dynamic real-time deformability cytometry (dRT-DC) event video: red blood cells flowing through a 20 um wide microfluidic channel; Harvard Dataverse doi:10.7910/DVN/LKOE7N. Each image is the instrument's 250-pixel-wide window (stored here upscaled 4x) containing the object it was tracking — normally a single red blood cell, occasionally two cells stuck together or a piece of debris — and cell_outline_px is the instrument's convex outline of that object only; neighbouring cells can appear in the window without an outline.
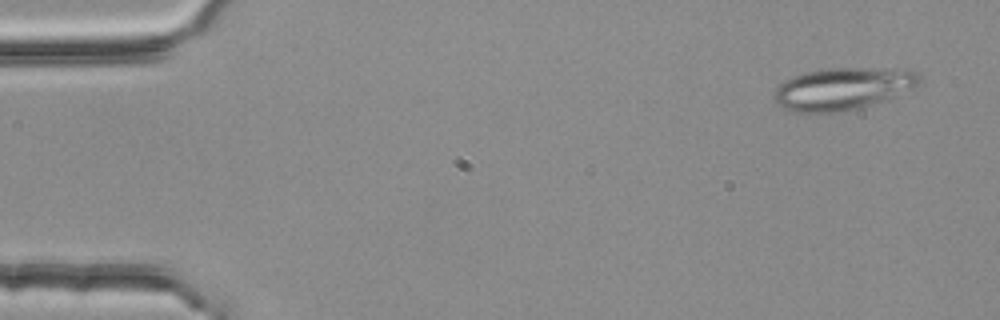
{"species": "common noctule bat (a hibernating species)", "species_latin": "Nyctalus noctula", "temperature_condition": "room temperature", "stored_images_in_passage": 4, "camera_frame_rate_fps": 3000, "um_per_image_px": 0.085, "animal": {"sex": "female", "body_mass_g": 25.1}, "frame": {"image": 1, "passage_image": 1, "time_ms": 0.0, "image_size_px": [1000, 320], "cell_outline_px": [[924, 80], [920, 84], [912, 88], [884, 100], [852, 112], [788, 112], [776, 104], [772, 100], [772, 96], [776, 88], [784, 80], [808, 72], [828, 68], [864, 68], [916, 72]], "centroid_in_image_um": [71.56, 7.58], "position_along_channel_um": 13.4, "area_um2": 35.78}}